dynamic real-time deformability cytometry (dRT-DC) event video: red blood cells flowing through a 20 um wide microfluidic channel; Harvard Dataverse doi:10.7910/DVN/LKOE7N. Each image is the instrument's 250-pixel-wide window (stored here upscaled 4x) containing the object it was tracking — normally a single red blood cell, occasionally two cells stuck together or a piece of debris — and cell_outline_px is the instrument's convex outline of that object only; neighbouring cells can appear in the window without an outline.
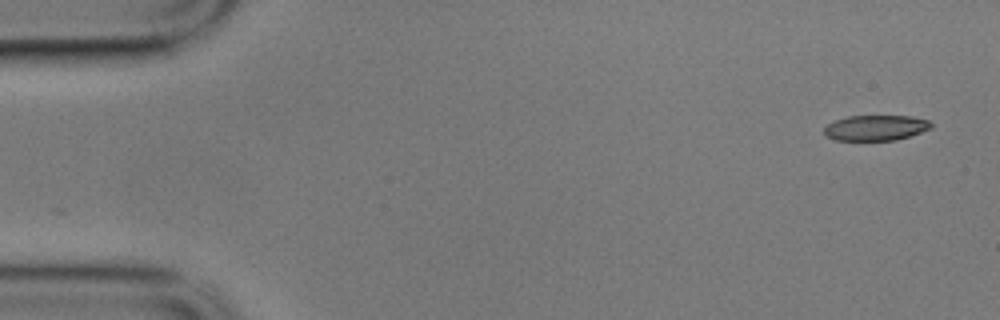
{"species": "common noctule bat (a hibernating species)", "species_latin": "Nyctalus noctula", "temperature_condition": "cold", "stored_images_in_passage": 6, "camera_frame_rate_fps": 3000, "um_per_image_px": 0.085, "animal": {"sex": "male", "body_mass_g": 17.9}, "frame": {"image": 1, "passage_image": 1, "time_ms": 0.0, "image_size_px": [1000, 320], "cell_outline_px": [[932, 128], [896, 140], [836, 140], [824, 136], [824, 128], [828, 124], [836, 120], [848, 116], [912, 116], [928, 120], [932, 124]], "centroid_in_image_um": [74.42, 10.86], "position_along_channel_um": 10.6, "area_um2": 15.78}}
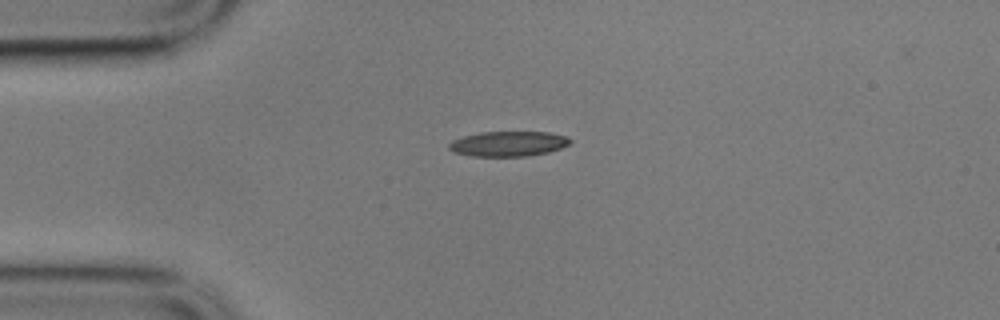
{"frame": {"image": 2, "passage_image": 3, "time_ms": 0.667, "image_size_px": [1000, 320], "cell_outline_px": [[572, 144], [548, 152], [524, 156], [472, 156], [452, 152], [448, 148], [448, 144], [452, 140], [464, 136], [480, 132], [548, 132], [568, 136], [572, 140]], "centroid_in_image_um": [43.21, 12.21], "position_along_channel_um": 41.8, "area_um2": 17.8}}
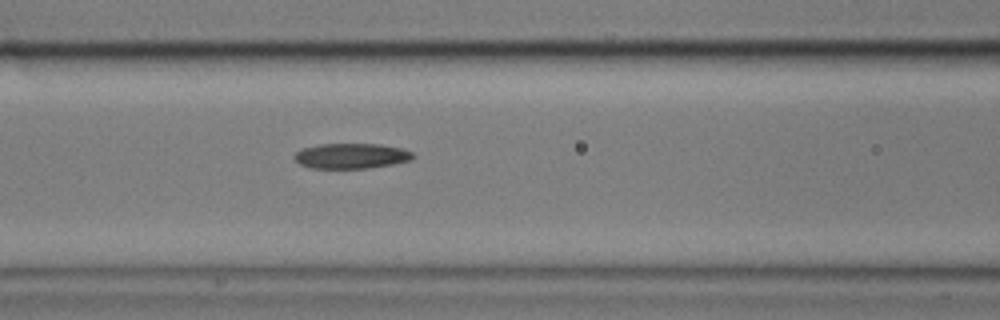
{"frame": {"image": 3, "passage_image": 6, "time_ms": 1.667, "image_size_px": [1000, 320], "cell_outline_px": [[416, 156], [412, 160], [392, 164], [368, 168], [312, 168], [300, 164], [292, 156], [296, 152], [304, 148], [320, 144], [380, 144], [404, 148], [412, 152]], "centroid_in_image_um": [29.9, 13.25], "position_along_channel_um": 136.7, "area_um2": 17.51}}